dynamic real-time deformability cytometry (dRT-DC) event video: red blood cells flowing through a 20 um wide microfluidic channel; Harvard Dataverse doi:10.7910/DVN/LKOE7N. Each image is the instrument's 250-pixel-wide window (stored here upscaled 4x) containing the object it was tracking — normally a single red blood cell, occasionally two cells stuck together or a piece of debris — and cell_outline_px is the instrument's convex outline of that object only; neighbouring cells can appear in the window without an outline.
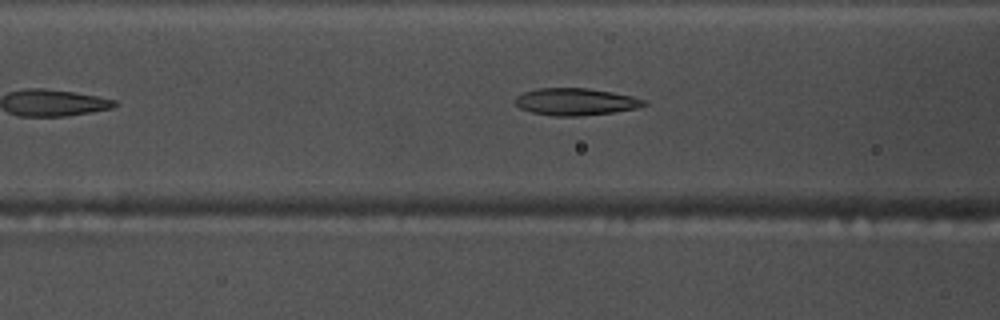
{"species": "common noctule bat (a hibernating species)", "species_latin": "Nyctalus noctula", "temperature_condition": "warm", "stored_images_in_passage": 37, "camera_frame_rate_fps": 3000, "um_per_image_px": 0.085, "animal": {"sex": "male", "body_mass_g": 17.5, "forearm_length_mm": 52.3}, "frame": {"image": 1, "passage_image": 11, "time_ms": 3.333, "image_size_px": [1000, 320], "cell_outline_px": [[648, 104], [640, 108], [612, 112], [580, 116], [552, 116], [532, 112], [520, 108], [512, 100], [516, 96], [524, 92], [536, 88], [588, 88], [612, 92], [632, 96], [648, 100]], "centroid_in_image_um": [48.94, 8.64], "position_along_channel_um": 117.7, "area_um2": 20.58}}
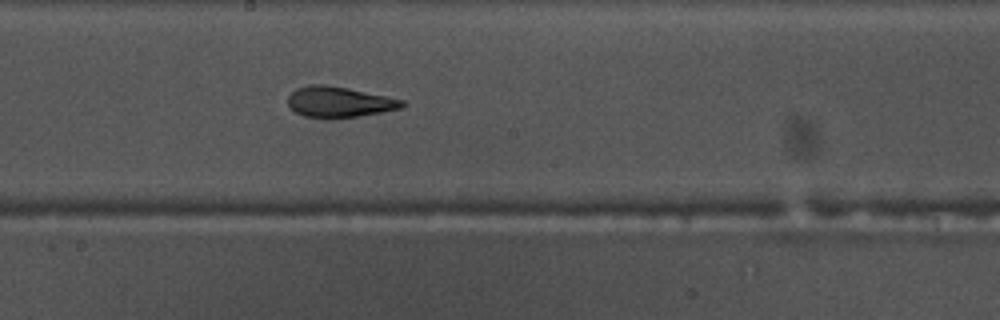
{"frame": {"image": 2, "passage_image": 19, "time_ms": 6.0, "image_size_px": [1000, 320], "cell_outline_px": [[408, 104], [404, 108], [384, 112], [332, 120], [324, 120], [304, 116], [296, 112], [288, 104], [288, 96], [296, 88], [312, 84], [324, 84], [348, 88], [388, 96], [404, 100]], "centroid_in_image_um": [28.87, 8.69], "position_along_channel_um": 219.3, "area_um2": 21.04}}
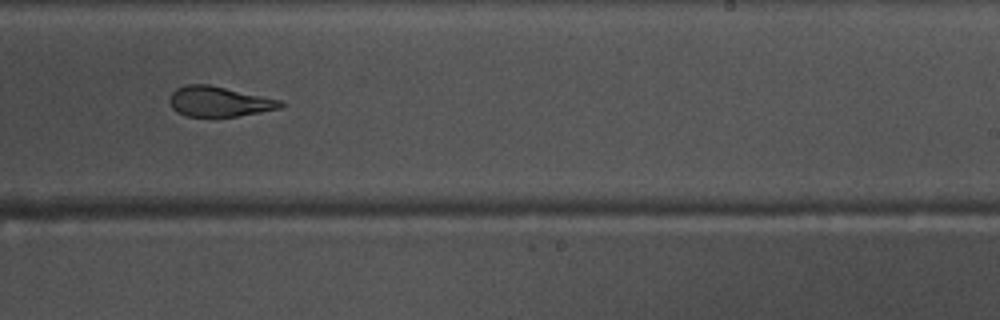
{"frame": {"image": 3, "passage_image": 23, "time_ms": 7.333, "image_size_px": [1000, 320], "cell_outline_px": [[284, 104], [280, 108], [260, 112], [236, 116], [184, 116], [176, 112], [172, 108], [168, 100], [172, 92], [176, 88], [184, 84], [208, 84], [280, 100]], "centroid_in_image_um": [18.55, 8.63], "position_along_channel_um": 270.4, "area_um2": 19.36}, "authors_computed_cell_mechanics": {"area_um2": 20.6346, "velocity_mm_per_s": 3.826, "shape_relaxation_time_tau1_ms": null, "shape_relaxation_time_tau2_ms": 1.6527, "deformation_change_tau1": null, "deformation_change_tau2": 0.1041}}